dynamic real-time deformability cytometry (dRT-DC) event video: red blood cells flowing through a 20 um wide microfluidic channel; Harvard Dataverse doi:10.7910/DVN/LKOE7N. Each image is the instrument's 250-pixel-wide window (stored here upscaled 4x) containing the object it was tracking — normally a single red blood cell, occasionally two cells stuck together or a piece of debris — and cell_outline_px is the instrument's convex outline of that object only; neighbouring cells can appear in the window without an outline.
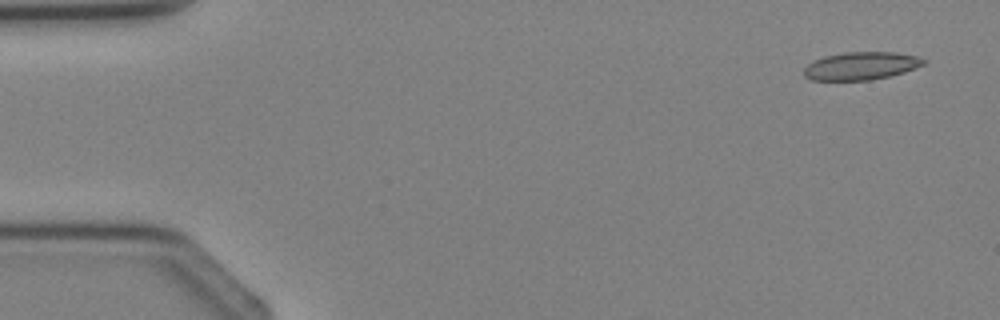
{"species": "Egyptian fruit bat (a non-hibernating species)", "species_latin": "Rousettus aegyptiacus", "temperature_condition": "cold", "stored_images_in_passage": 3, "camera_frame_rate_fps": 3000, "um_per_image_px": 0.085, "animal": {"sex": "female"}, "frame": {"image": 1, "passage_image": 1, "time_ms": 0.0, "image_size_px": [1000, 320], "cell_outline_px": [[928, 60], [924, 64], [904, 72], [872, 80], [812, 80], [804, 76], [804, 68], [812, 60], [824, 56], [844, 52], [896, 52], [916, 56]], "centroid_in_image_um": [73.17, 5.59], "position_along_channel_um": 11.8, "area_um2": 19.48}}
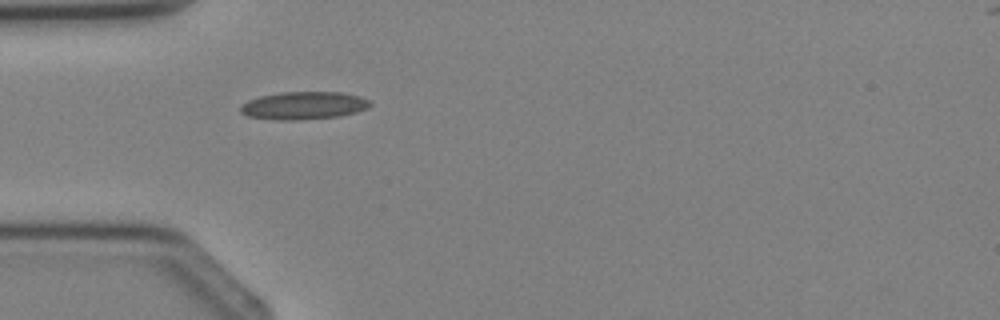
{"frame": {"image": 2, "passage_image": 3, "time_ms": 3.0, "image_size_px": [1000, 320], "cell_outline_px": [[372, 104], [368, 108], [356, 112], [340, 116], [296, 120], [280, 120], [248, 116], [240, 112], [240, 108], [248, 100], [260, 96], [280, 92], [340, 92], [360, 96], [368, 100]], "centroid_in_image_um": [25.83, 8.96], "position_along_channel_um": 59.2, "area_um2": 20.87}}